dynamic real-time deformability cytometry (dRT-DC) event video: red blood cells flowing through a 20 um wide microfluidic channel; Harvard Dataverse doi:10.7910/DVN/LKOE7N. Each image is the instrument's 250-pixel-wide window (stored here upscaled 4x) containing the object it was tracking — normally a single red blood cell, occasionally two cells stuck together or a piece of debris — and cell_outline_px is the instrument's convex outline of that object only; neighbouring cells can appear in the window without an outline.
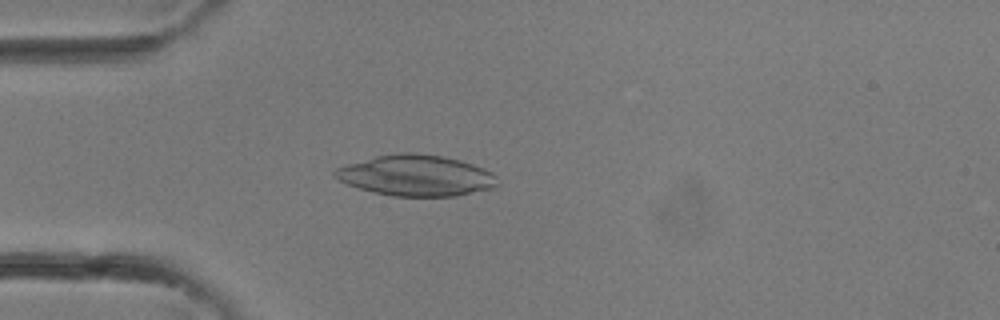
{"species": "common noctule bat (a hibernating species)", "species_latin": "Nyctalus noctula", "temperature_condition": "room temperature", "stored_images_in_passage": 4, "camera_frame_rate_fps": 3000, "um_per_image_px": 0.085, "animal": {"sex": "female"}, "frame": {"image": 1, "passage_image": 1, "time_ms": 0.0, "image_size_px": [1000, 320], "cell_outline_px": [[500, 184], [496, 188], [456, 196], [392, 196], [372, 192], [348, 184], [332, 176], [332, 172], [336, 168], [348, 164], [376, 156], [396, 152], [412, 152], [444, 156], [460, 160], [484, 168], [492, 172], [496, 176]], "centroid_in_image_um": [35.41, 14.92], "position_along_channel_um": 49.6, "area_um2": 39.07}}
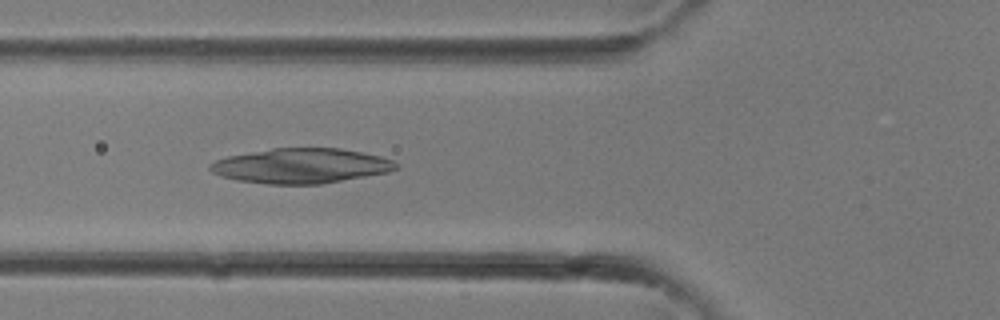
{"frame": {"image": 2, "passage_image": 4, "time_ms": 1.0, "image_size_px": [1000, 320], "cell_outline_px": [[400, 168], [388, 172], [320, 184], [268, 184], [236, 180], [220, 176], [212, 172], [208, 168], [208, 164], [216, 160], [228, 156], [272, 148], [340, 148], [364, 152], [380, 156], [392, 160], [400, 164]], "centroid_in_image_um": [25.6, 14.09], "position_along_channel_um": 100.2, "area_um2": 37.97}}